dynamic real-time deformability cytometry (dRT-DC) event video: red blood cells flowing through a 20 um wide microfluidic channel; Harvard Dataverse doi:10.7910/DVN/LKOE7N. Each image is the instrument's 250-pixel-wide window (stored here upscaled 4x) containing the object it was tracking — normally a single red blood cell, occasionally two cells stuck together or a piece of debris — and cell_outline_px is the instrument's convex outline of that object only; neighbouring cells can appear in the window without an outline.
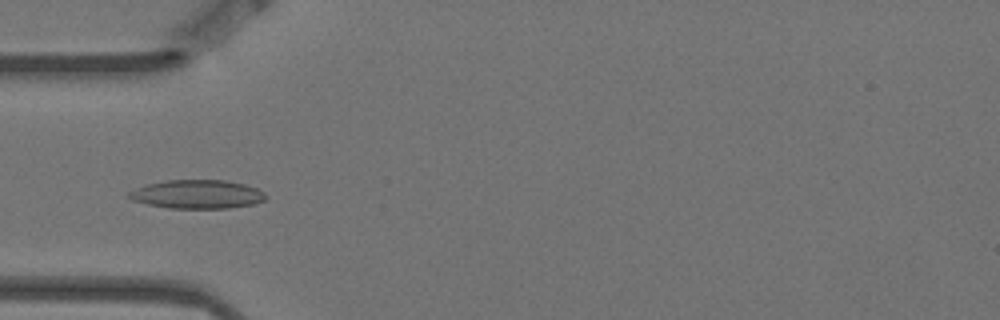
{"species": "Egyptian fruit bat (a non-hibernating species)", "species_latin": "Rousettus aegyptiacus", "temperature_condition": "warm", "stored_images_in_passage": 5, "camera_frame_rate_fps": 3000, "um_per_image_px": 0.085, "animal": {"sex": "female"}, "frame": {"image": 1, "passage_image": 4, "time_ms": 1.0, "image_size_px": [1000, 320], "cell_outline_px": [[268, 196], [264, 200], [252, 204], [228, 208], [168, 208], [148, 204], [132, 200], [124, 196], [128, 192], [136, 188], [148, 184], [168, 180], [224, 180], [244, 184], [256, 188], [264, 192]], "centroid_in_image_um": [16.74, 16.51], "position_along_channel_um": 68.3, "area_um2": 22.83}}
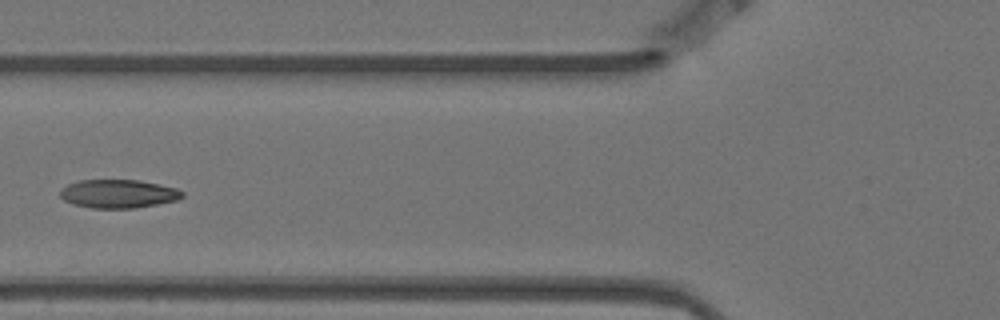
{"frame": {"image": 2, "passage_image": 5, "time_ms": 1.333, "image_size_px": [1000, 320], "cell_outline_px": [[184, 196], [176, 200], [136, 208], [92, 208], [72, 204], [64, 200], [60, 196], [60, 188], [68, 184], [80, 180], [140, 180], [176, 188], [184, 192]], "centroid_in_image_um": [10.03, 16.47], "position_along_channel_um": 115.8, "area_um2": 20.29}}